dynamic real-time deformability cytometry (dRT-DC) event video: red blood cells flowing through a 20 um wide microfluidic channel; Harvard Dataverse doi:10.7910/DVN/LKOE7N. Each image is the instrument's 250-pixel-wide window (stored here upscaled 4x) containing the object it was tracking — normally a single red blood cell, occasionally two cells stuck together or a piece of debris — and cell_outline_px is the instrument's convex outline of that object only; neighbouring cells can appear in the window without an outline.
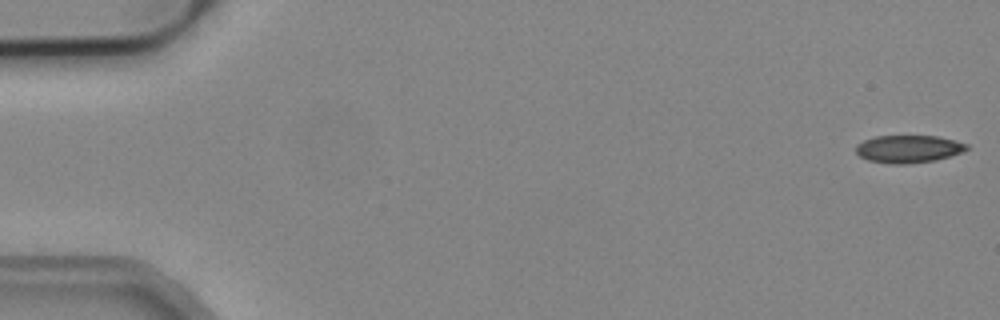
{"species": "common noctule bat (a hibernating species)", "species_latin": "Nyctalus noctula", "temperature_condition": "cold", "stored_images_in_passage": 5, "camera_frame_rate_fps": 3000, "um_per_image_px": 0.085, "animal": {"sex": "male", "body_mass_g": 19.2, "forearm_length_mm": 51.8}, "frame": {"image": 1, "passage_image": 1, "time_ms": 0.0, "image_size_px": [1000, 320], "cell_outline_px": [[968, 148], [964, 152], [936, 160], [908, 164], [892, 164], [868, 160], [860, 156], [856, 152], [856, 144], [864, 140], [876, 136], [936, 136], [968, 144]], "centroid_in_image_um": [77.21, 12.66], "position_along_channel_um": 7.8, "area_um2": 17.8}}
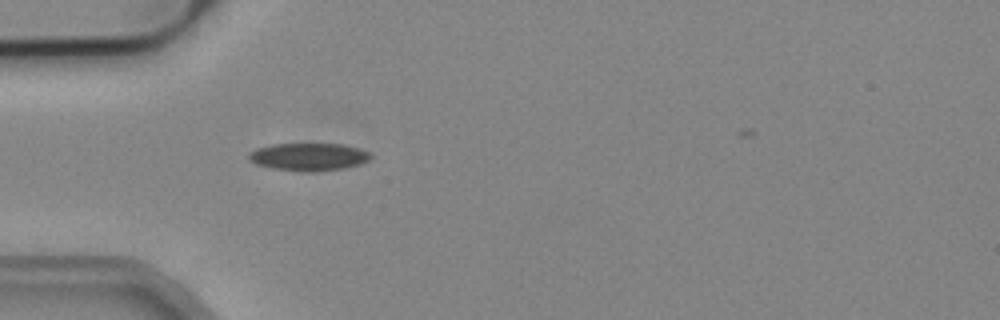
{"frame": {"image": 2, "passage_image": 5, "time_ms": 1.333, "image_size_px": [1000, 320], "cell_outline_px": [[372, 156], [368, 160], [360, 164], [344, 168], [312, 172], [308, 172], [272, 168], [256, 164], [248, 156], [248, 152], [256, 148], [272, 144], [340, 144], [356, 148], [368, 152]], "centroid_in_image_um": [26.21, 13.33], "position_along_channel_um": 58.8, "area_um2": 19.42}}